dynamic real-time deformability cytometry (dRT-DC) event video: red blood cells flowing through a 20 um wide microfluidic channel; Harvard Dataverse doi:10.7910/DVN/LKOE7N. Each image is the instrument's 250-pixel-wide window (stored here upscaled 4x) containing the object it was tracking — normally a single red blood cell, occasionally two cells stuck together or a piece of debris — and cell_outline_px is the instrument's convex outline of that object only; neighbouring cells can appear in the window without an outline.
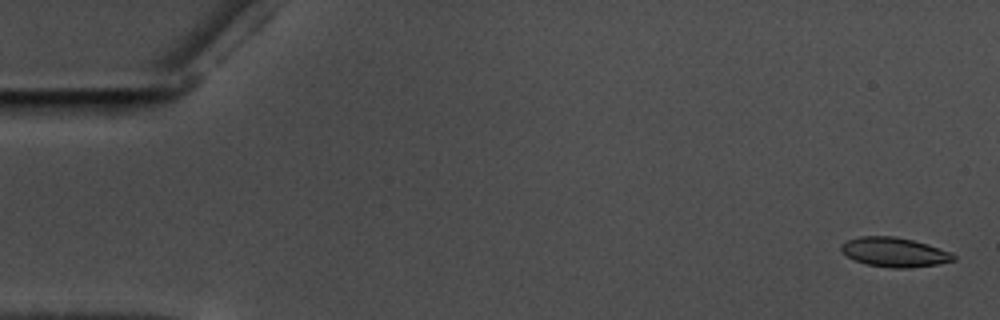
{"species": "common noctule bat (a hibernating species)", "species_latin": "Nyctalus noctula", "temperature_condition": "warm", "stored_images_in_passage": 57, "camera_frame_rate_fps": 3000, "um_per_image_px": 0.085, "animal": {"sex": "male", "body_mass_g": 17.5, "forearm_length_mm": 52.3}, "frame": {"image": 1, "passage_image": 2, "time_ms": 0.333, "image_size_px": [1000, 320], "cell_outline_px": [[956, 260], [936, 264], [912, 268], [892, 268], [868, 264], [856, 260], [848, 256], [840, 248], [840, 244], [848, 240], [860, 236], [896, 236], [928, 244], [952, 252], [956, 256]], "centroid_in_image_um": [76.07, 21.43], "position_along_channel_um": 8.9, "area_um2": 19.19}}
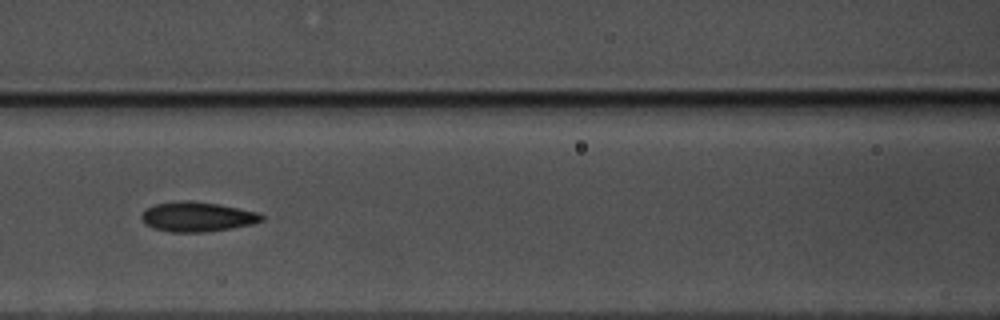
{"frame": {"image": 2, "passage_image": 26, "time_ms": 8.333, "image_size_px": [1000, 320], "cell_outline_px": [[264, 220], [252, 224], [232, 228], [204, 232], [172, 232], [152, 228], [144, 224], [140, 216], [148, 208], [156, 204], [184, 200], [192, 200], [216, 204], [256, 212], [264, 216]], "centroid_in_image_um": [16.74, 18.43], "position_along_channel_um": 149.9, "area_um2": 20.63}}
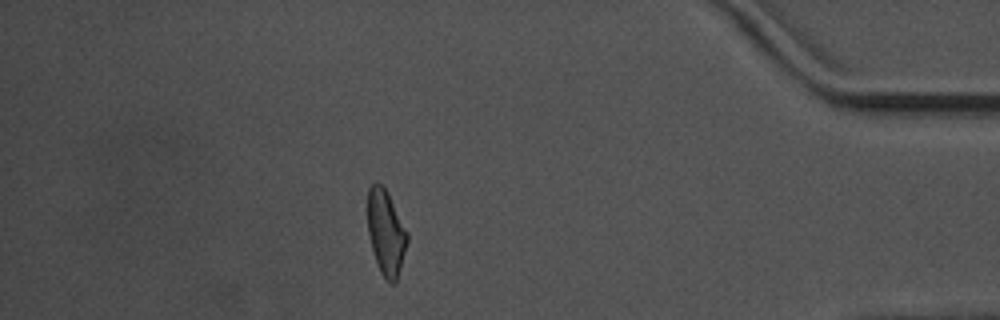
{"frame": {"image": 3, "passage_image": 51, "time_ms": 16.667, "image_size_px": [1000, 320], "cell_outline_px": [[408, 240], [396, 280], [392, 284], [384, 280], [380, 272], [372, 248], [368, 232], [368, 188], [376, 180], [384, 188], [408, 232]], "centroid_in_image_um": [32.79, 19.77], "position_along_channel_um": 402.4, "area_um2": 19.25}}